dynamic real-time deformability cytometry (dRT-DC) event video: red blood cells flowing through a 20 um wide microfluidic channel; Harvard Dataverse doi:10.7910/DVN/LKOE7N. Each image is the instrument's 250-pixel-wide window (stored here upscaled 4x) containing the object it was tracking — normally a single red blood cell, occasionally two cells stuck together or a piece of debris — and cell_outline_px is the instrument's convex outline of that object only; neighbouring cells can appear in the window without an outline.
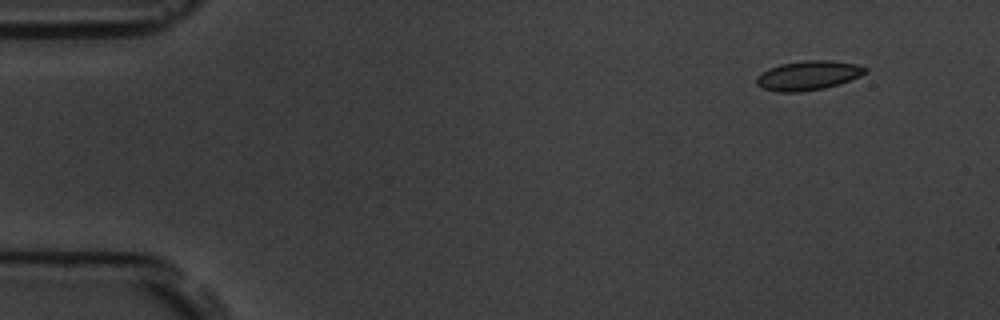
{"species": "common noctule bat (a hibernating species)", "species_latin": "Nyctalus noctula", "temperature_condition": "room temperature", "stored_images_in_passage": 4, "camera_frame_rate_fps": 3000, "um_per_image_px": 0.085, "animal": {"sex": "male", "body_mass_g": 19.5, "forearm_length_mm": 54.6}, "frame": {"image": 1, "passage_image": 1, "time_ms": 0.0, "image_size_px": [1000, 320], "cell_outline_px": [[868, 72], [860, 76], [824, 88], [800, 92], [776, 92], [764, 88], [756, 84], [756, 76], [760, 72], [768, 68], [780, 64], [804, 60], [832, 60], [856, 64], [868, 68]], "centroid_in_image_um": [68.67, 6.4], "position_along_channel_um": 16.3, "area_um2": 18.67}}
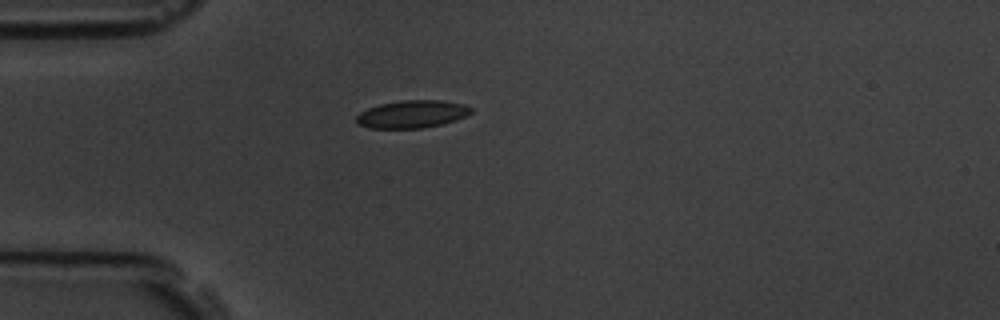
{"frame": {"image": 2, "passage_image": 4, "time_ms": 3.333, "image_size_px": [1000, 320], "cell_outline_px": [[472, 112], [468, 116], [456, 120], [424, 128], [368, 128], [356, 124], [356, 116], [360, 112], [368, 108], [380, 104], [404, 100], [444, 100], [464, 104], [472, 108]], "centroid_in_image_um": [35.04, 9.7], "position_along_channel_um": 50.0, "area_um2": 18.61}}